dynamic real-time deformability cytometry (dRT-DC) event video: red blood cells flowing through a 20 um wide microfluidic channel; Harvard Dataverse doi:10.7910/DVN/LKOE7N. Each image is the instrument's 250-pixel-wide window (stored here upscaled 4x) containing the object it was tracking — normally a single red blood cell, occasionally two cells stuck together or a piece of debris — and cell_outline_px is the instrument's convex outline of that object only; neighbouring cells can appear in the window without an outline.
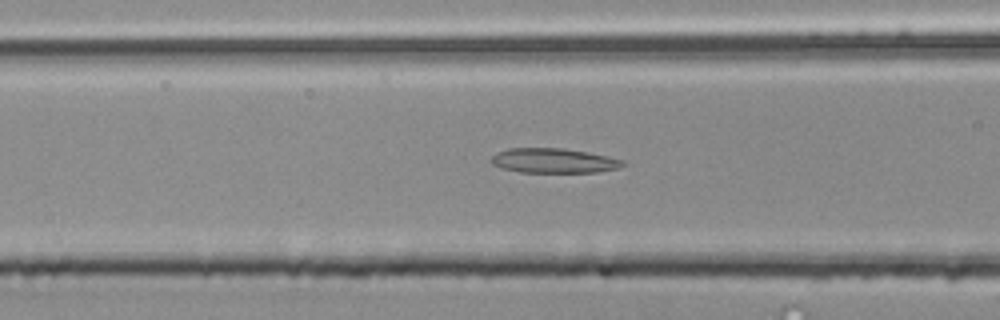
{"species": "common noctule bat (a hibernating species)", "species_latin": "Nyctalus noctula", "temperature_condition": "room temperature", "stored_images_in_passage": 22, "camera_frame_rate_fps": 3000, "um_per_image_px": 0.085, "animal": {"sex": "male", "body_mass_g": 20.4}, "frame": {"image": 1, "passage_image": 10, "time_ms": 3.0, "image_size_px": [1000, 320], "cell_outline_px": [[628, 164], [620, 168], [596, 172], [520, 172], [504, 168], [492, 164], [492, 156], [508, 148], [564, 148], [588, 152], [608, 156], [624, 160]], "centroid_in_image_um": [47.15, 13.65], "position_along_channel_um": 119.4, "area_um2": 18.9}}
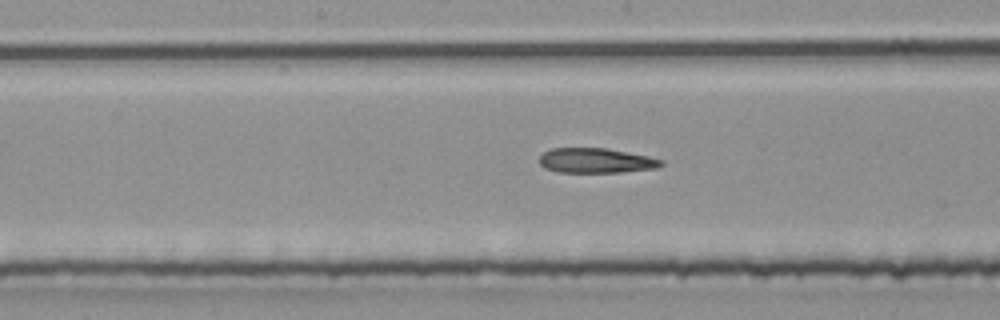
{"frame": {"image": 2, "passage_image": 16, "time_ms": 5.0, "image_size_px": [1000, 320], "cell_outline_px": [[664, 164], [656, 168], [620, 172], [556, 172], [544, 168], [540, 164], [540, 156], [544, 152], [552, 148], [608, 148], [648, 156], [664, 160]], "centroid_in_image_um": [50.66, 13.65], "position_along_channel_um": 197.5, "area_um2": 17.69}}
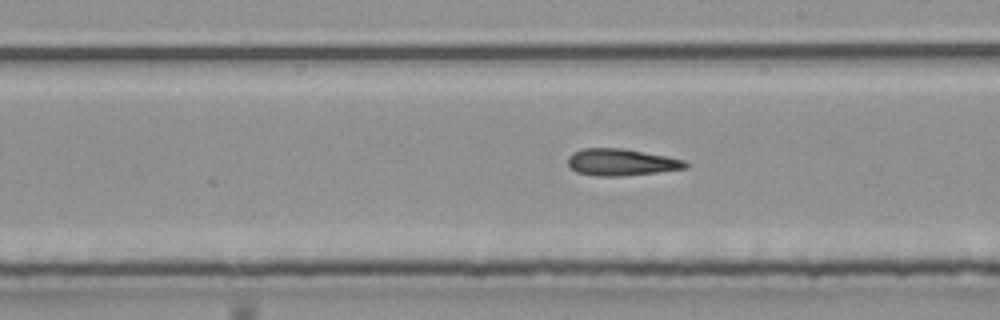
{"frame": {"image": 3, "passage_image": 19, "time_ms": 6.0, "image_size_px": [1000, 320], "cell_outline_px": [[688, 168], [656, 172], [620, 176], [600, 176], [576, 172], [568, 164], [568, 156], [572, 152], [580, 148], [624, 148], [668, 156], [684, 160], [688, 164]], "centroid_in_image_um": [52.8, 13.77], "position_along_channel_um": 236.2, "area_um2": 18.44}}